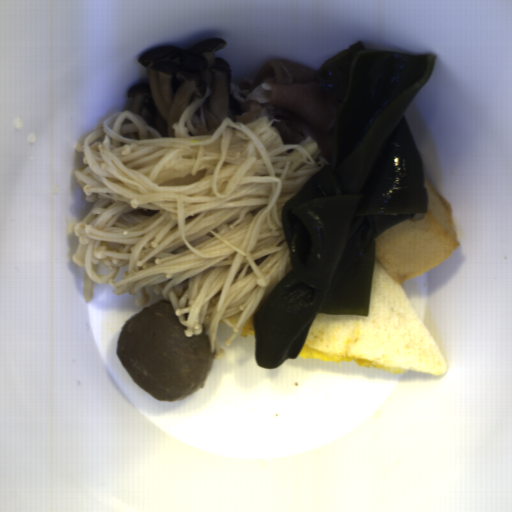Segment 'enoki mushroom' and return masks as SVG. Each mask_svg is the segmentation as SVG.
<instances>
[{
	"label": "enoki mushroom",
	"instance_id": "1",
	"mask_svg": "<svg viewBox=\"0 0 512 512\" xmlns=\"http://www.w3.org/2000/svg\"><path fill=\"white\" fill-rule=\"evenodd\" d=\"M210 93L171 125L174 137L128 109L76 142L84 165L73 174L92 206L65 231L78 238L72 261L85 301L94 284H108L144 307L153 287L186 336H206L220 360L221 321L233 330L227 347L293 266L284 205L330 164L309 136L284 144L266 115L247 124L228 116L213 135L195 136ZM133 131L139 140L123 137ZM241 311L233 326L226 317Z\"/></svg>",
	"mask_w": 512,
	"mask_h": 512
}]
</instances>
